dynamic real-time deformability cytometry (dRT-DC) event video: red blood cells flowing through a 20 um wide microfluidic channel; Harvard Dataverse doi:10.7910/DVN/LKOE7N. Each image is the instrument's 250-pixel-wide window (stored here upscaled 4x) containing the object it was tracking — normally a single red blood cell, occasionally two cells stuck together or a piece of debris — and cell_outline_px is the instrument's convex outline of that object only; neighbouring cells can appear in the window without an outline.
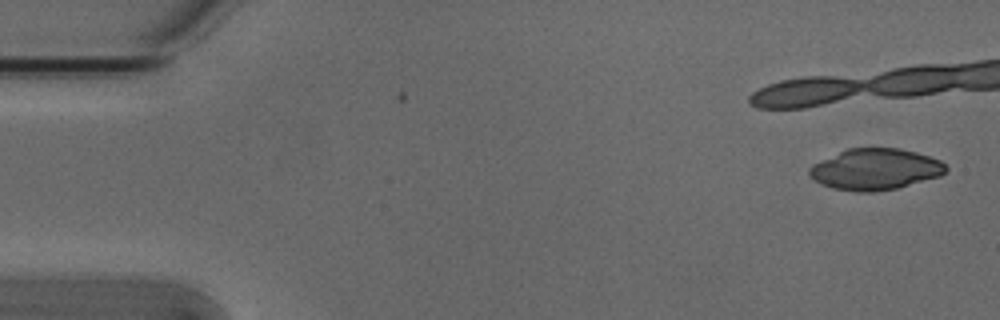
{"species": "Egyptian fruit bat (a non-hibernating species)", "species_latin": "Rousettus aegyptiacus", "temperature_condition": "cold", "stored_images_in_passage": 40, "camera_frame_rate_fps": 3000, "um_per_image_px": 0.085, "animal": {"sex": "male"}, "frame": {"image": 1, "passage_image": 1, "time_ms": 0.0, "image_size_px": [1000, 320], "cell_outline_px": [[948, 168], [940, 176], [896, 188], [872, 192], [856, 192], [832, 188], [820, 184], [808, 172], [808, 168], [812, 164], [848, 148], [900, 148], [916, 152], [940, 160]], "centroid_in_image_um": [74.38, 14.39], "position_along_channel_um": 10.6, "area_um2": 32.6}}